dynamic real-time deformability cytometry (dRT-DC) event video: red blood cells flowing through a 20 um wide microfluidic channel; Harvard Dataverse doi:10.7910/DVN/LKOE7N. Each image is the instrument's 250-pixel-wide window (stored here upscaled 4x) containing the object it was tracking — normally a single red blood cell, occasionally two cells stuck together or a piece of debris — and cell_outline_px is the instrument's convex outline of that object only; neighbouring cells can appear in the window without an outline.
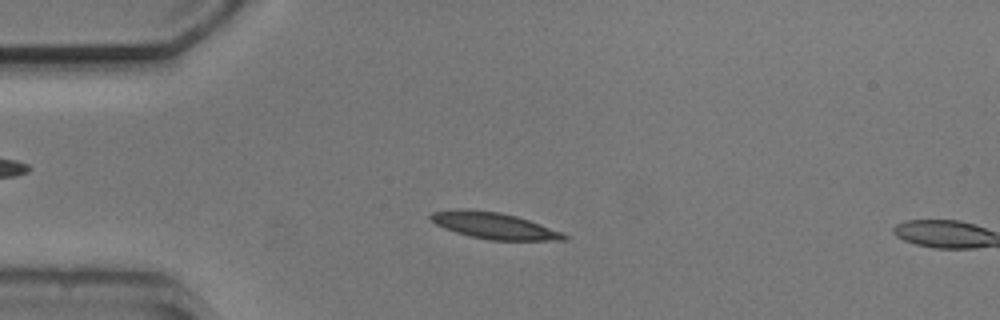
{"species": "common noctule bat (a hibernating species)", "species_latin": "Nyctalus noctula", "temperature_condition": "cold", "stored_images_in_passage": 8, "camera_frame_rate_fps": 3000, "um_per_image_px": 0.085, "animal": {"sex": "male", "body_mass_g": 20.5, "forearm_length_mm": 52.5}, "frame": {"image": 1, "passage_image": 4, "time_ms": 3.333, "image_size_px": [1000, 320], "cell_outline_px": [[568, 240], [488, 240], [456, 232], [444, 228], [436, 224], [428, 216], [432, 212], [468, 208], [500, 212], [516, 216], [540, 224], [560, 232], [568, 236]], "centroid_in_image_um": [41.97, 19.17], "position_along_channel_um": 43.0, "area_um2": 20.29}}
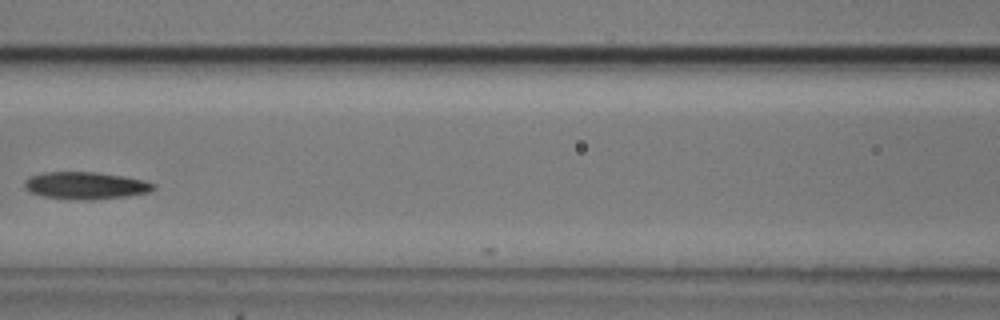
{"frame": {"image": 2, "passage_image": 7, "time_ms": 7.0, "image_size_px": [1000, 320], "cell_outline_px": [[156, 188], [148, 192], [124, 196], [96, 200], [72, 200], [44, 196], [32, 192], [24, 188], [24, 180], [28, 176], [44, 172], [96, 172], [144, 180], [156, 184]], "centroid_in_image_um": [7.24, 15.77], "position_along_channel_um": 159.4, "area_um2": 20.52}}